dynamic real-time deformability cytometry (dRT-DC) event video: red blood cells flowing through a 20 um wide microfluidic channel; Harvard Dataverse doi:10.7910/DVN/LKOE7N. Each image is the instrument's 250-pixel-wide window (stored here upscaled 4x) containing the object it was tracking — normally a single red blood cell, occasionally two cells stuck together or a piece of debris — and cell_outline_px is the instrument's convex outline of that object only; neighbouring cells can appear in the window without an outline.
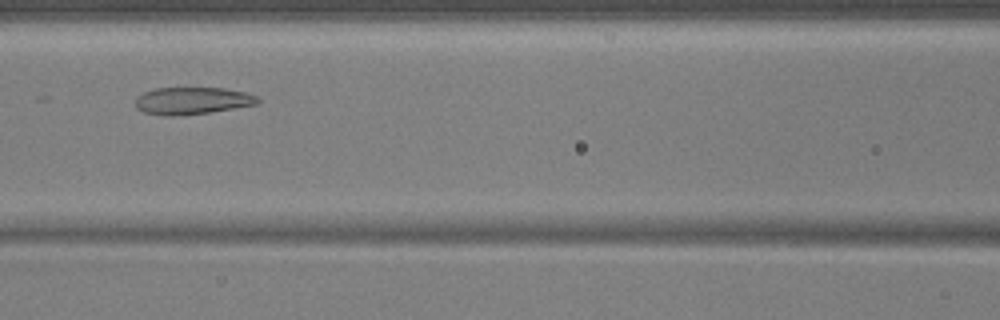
{"species": "common noctule bat (a hibernating species)", "species_latin": "Nyctalus noctula", "temperature_condition": "warm", "stored_images_in_passage": 37, "camera_frame_rate_fps": 3000, "um_per_image_px": 0.085, "animal": {"sex": "male", "body_mass_g": 17.9, "forearm_length_mm": 54.2}, "frame": {"image": 1, "passage_image": 15, "time_ms": 4.667, "image_size_px": [1000, 320], "cell_outline_px": [[260, 100], [256, 104], [208, 112], [172, 116], [164, 116], [144, 112], [136, 108], [136, 96], [144, 92], [156, 88], [224, 88], [244, 92], [256, 96]], "centroid_in_image_um": [16.29, 8.56], "position_along_channel_um": 150.3, "area_um2": 19.13}}
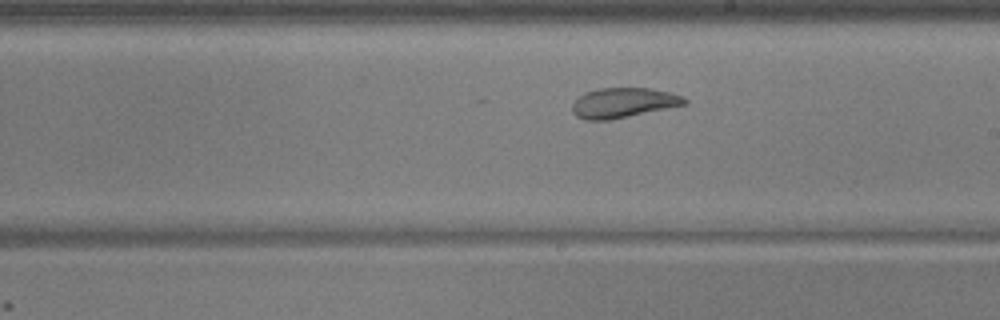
{"frame": {"image": 2, "passage_image": 22, "time_ms": 7.0, "image_size_px": [1000, 320], "cell_outline_px": [[688, 104], [608, 120], [584, 120], [576, 116], [572, 112], [572, 104], [584, 92], [596, 88], [652, 88], [672, 92], [684, 96], [688, 100]], "centroid_in_image_um": [53.0, 8.72], "position_along_channel_um": 236.0, "area_um2": 19.77}}
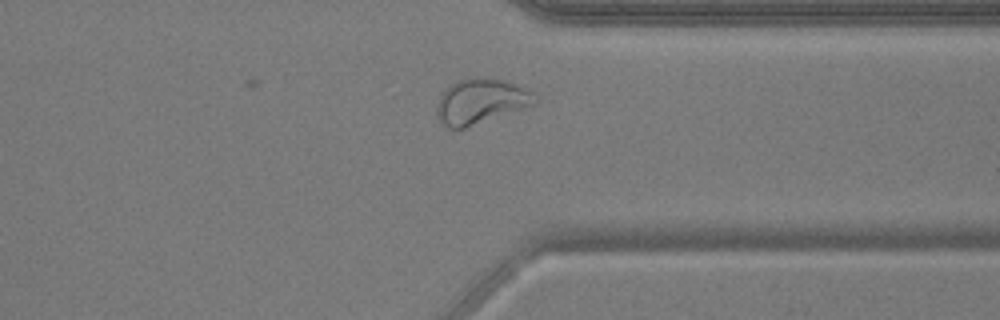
{"frame": {"image": 3, "passage_image": 33, "time_ms": 10.667, "image_size_px": [1000, 320], "cell_outline_px": [[540, 100], [536, 104], [464, 128], [448, 128], [436, 116], [436, 104], [440, 92], [448, 84], [456, 80], [472, 76], [484, 76], [504, 80], [516, 84], [532, 92]], "centroid_in_image_um": [40.83, 8.57], "position_along_channel_um": 370.6, "area_um2": 26.3}, "authors_computed_cell_mechanics": {"area_um2": 19.8832, "velocity_mm_per_s": 3.6838, "shape_relaxation_time_tau1_ms": null, "shape_relaxation_time_tau2_ms": 1.8319, "deformation_change_tau1": null, "deformation_change_tau2": 0.0766}}